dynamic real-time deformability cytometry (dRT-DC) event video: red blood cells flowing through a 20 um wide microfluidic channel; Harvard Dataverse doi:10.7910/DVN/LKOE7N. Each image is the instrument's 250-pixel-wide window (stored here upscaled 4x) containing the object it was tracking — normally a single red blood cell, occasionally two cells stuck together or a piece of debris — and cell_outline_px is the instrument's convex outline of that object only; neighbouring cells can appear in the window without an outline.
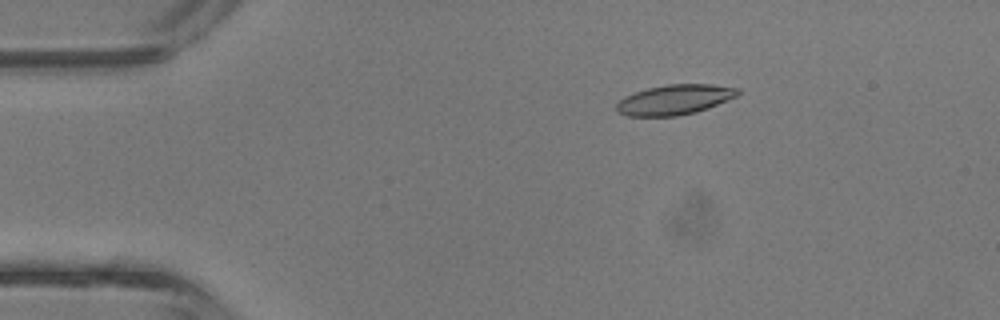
{"species": "common noctule bat (a hibernating species)", "species_latin": "Nyctalus noctula", "temperature_condition": "room temperature", "stored_images_in_passage": 3, "camera_frame_rate_fps": 3000, "um_per_image_px": 0.085, "animal": {"sex": "male", "body_mass_g": 13.3}, "frame": {"image": 1, "passage_image": 2, "time_ms": 0.333, "image_size_px": [1000, 320], "cell_outline_px": [[740, 92], [736, 96], [708, 108], [696, 112], [676, 116], [628, 116], [616, 112], [616, 104], [624, 96], [648, 88], [668, 84], [712, 84], [740, 88]], "centroid_in_image_um": [57.33, 8.47], "position_along_channel_um": 27.7, "area_um2": 21.21}}